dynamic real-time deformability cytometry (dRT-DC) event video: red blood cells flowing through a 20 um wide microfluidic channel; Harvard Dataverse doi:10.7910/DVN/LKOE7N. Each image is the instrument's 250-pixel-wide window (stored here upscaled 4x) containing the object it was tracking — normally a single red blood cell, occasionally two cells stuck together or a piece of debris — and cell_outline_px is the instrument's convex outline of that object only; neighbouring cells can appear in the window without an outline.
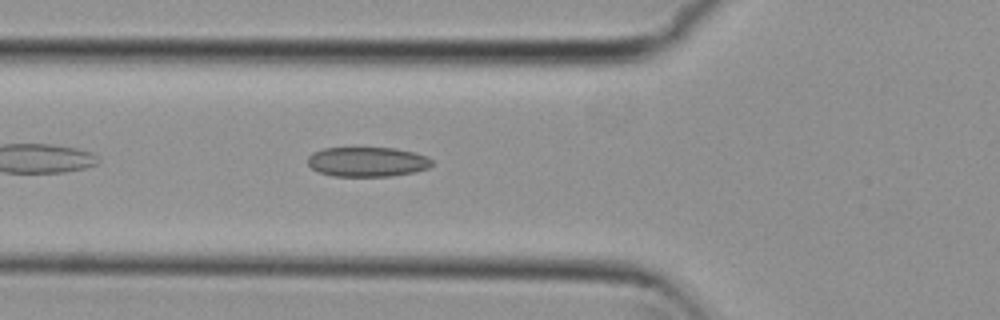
{"species": "common noctule bat (a hibernating species)", "species_latin": "Nyctalus noctula", "temperature_condition": "cold", "stored_images_in_passage": 40, "camera_frame_rate_fps": 3000, "um_per_image_px": 0.085, "animal": {"sex": "female", "body_mass_g": 29.2, "forearm_length_mm": 56.3}, "frame": {"image": 1, "passage_image": 6, "time_ms": 1.667, "image_size_px": [1000, 320], "cell_outline_px": [[432, 164], [428, 168], [416, 172], [392, 176], [332, 176], [320, 172], [312, 168], [308, 164], [308, 156], [312, 152], [324, 148], [396, 148], [412, 152], [424, 156], [432, 160]], "centroid_in_image_um": [31.21, 13.76], "position_along_channel_um": 94.6, "area_um2": 21.44}}
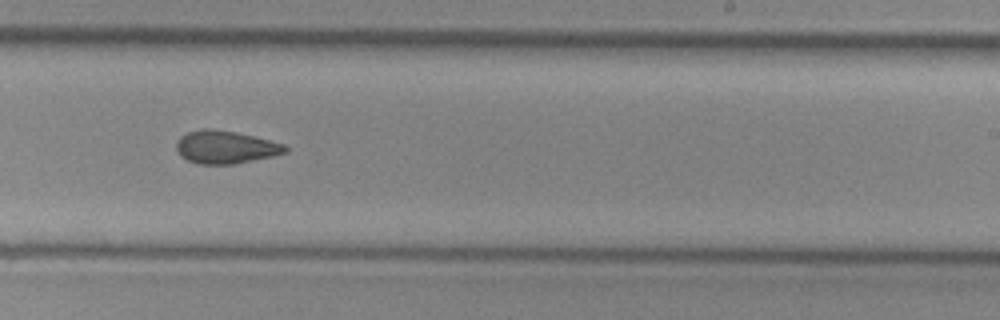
{"frame": {"image": 2, "passage_image": 20, "time_ms": 6.333, "image_size_px": [1000, 320], "cell_outline_px": [[288, 152], [272, 156], [236, 164], [200, 164], [188, 160], [180, 156], [176, 148], [176, 144], [180, 136], [188, 132], [204, 128], [212, 128], [236, 132], [284, 144], [288, 148]], "centroid_in_image_um": [19.15, 12.51], "position_along_channel_um": 269.8, "area_um2": 20.81}}
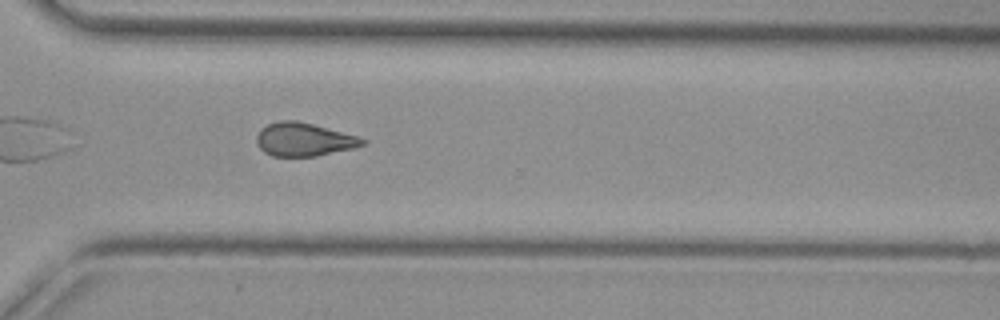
{"frame": {"image": 3, "passage_image": 26, "time_ms": 8.333, "image_size_px": [1000, 320], "cell_outline_px": [[368, 140], [364, 144], [352, 148], [316, 156], [272, 156], [264, 152], [256, 144], [256, 136], [260, 128], [268, 124], [280, 120], [296, 120], [312, 124], [356, 136]], "centroid_in_image_um": [25.77, 11.85], "position_along_channel_um": 344.8, "area_um2": 20.4}, "authors_computed_cell_mechanics": {"area_um2": 21.1548, "velocity_mm_per_s": 3.746, "shape_relaxation_time_tau1_ms": null, "shape_relaxation_time_tau2_ms": 2.7127, "deformation_change_tau1": null, "deformation_change_tau2": 0.0875}}